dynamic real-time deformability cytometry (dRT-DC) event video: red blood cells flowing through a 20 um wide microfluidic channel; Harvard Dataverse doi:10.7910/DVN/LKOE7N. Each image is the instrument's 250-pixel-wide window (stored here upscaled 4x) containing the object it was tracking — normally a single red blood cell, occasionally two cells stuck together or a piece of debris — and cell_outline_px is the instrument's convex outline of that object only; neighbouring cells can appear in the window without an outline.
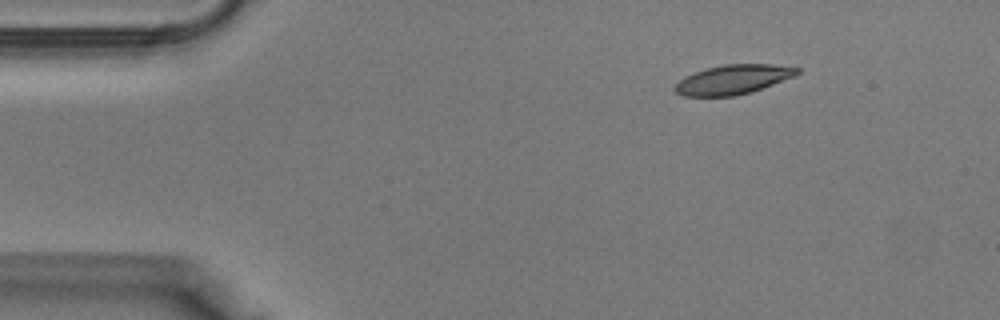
{"species": "Egyptian fruit bat (a non-hibernating species)", "species_latin": "Rousettus aegyptiacus", "temperature_condition": "warm", "stored_images_in_passage": 31, "camera_frame_rate_fps": 3000, "um_per_image_px": 0.085, "animal": {"sex": "male"}, "frame": {"image": 1, "passage_image": 1, "time_ms": 0.0, "image_size_px": [1000, 320], "cell_outline_px": [[800, 72], [796, 76], [752, 92], [732, 96], [684, 96], [676, 92], [672, 88], [684, 76], [704, 68], [724, 64], [772, 64], [800, 68]], "centroid_in_image_um": [62.31, 6.75], "position_along_channel_um": 22.7, "area_um2": 21.15}}
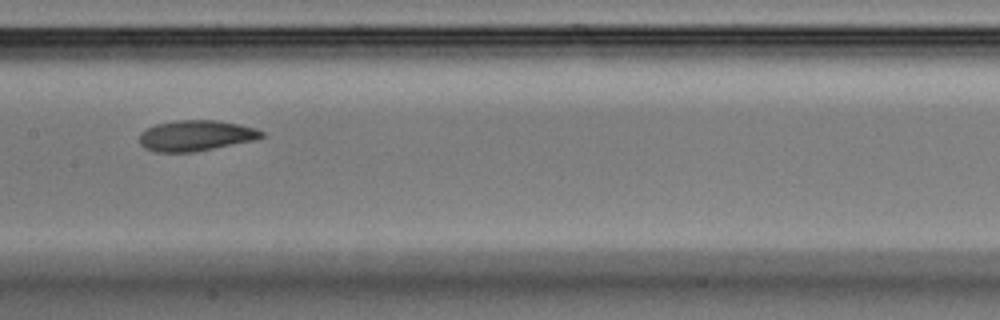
{"frame": {"image": 2, "passage_image": 15, "time_ms": 4.667, "image_size_px": [1000, 320], "cell_outline_px": [[264, 136], [256, 140], [192, 152], [156, 152], [144, 148], [140, 144], [140, 132], [156, 124], [176, 120], [216, 120], [240, 124], [256, 128], [264, 132]], "centroid_in_image_um": [16.66, 11.52], "position_along_channel_um": 190.7, "area_um2": 21.91}}
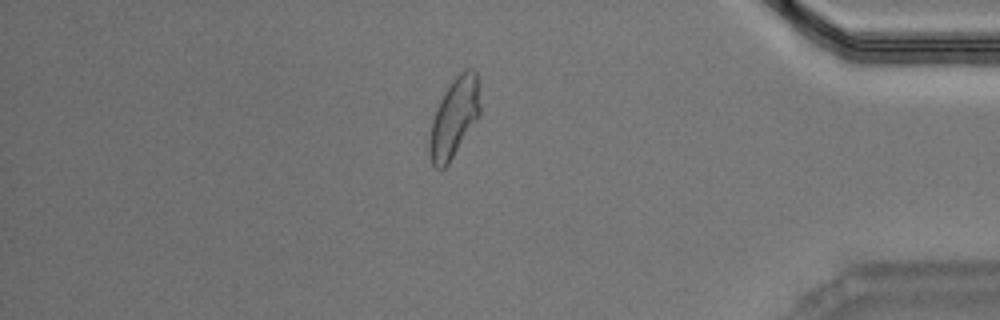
{"frame": {"image": 3, "passage_image": 29, "time_ms": 9.333, "image_size_px": [1000, 320], "cell_outline_px": [[480, 116], [448, 164], [444, 168], [436, 168], [432, 164], [428, 152], [428, 140], [432, 120], [436, 108], [444, 92], [452, 80], [464, 68], [472, 68], [476, 72], [480, 84]], "centroid_in_image_um": [38.62, 9.97], "position_along_channel_um": 396.6, "area_um2": 23.81}}